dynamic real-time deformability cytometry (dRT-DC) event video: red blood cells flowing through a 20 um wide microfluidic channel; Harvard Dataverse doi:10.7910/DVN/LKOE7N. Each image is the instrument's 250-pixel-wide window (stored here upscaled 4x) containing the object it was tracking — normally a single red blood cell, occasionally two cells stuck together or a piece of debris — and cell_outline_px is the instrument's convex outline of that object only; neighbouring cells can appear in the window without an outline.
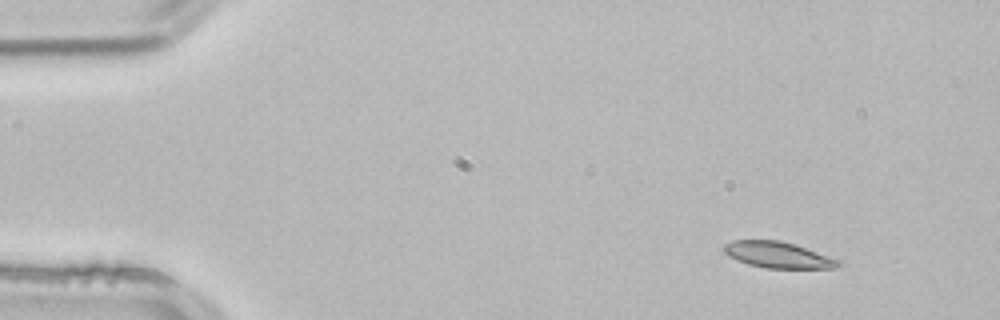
{"species": "common noctule bat (a hibernating species)", "species_latin": "Nyctalus noctula", "temperature_condition": "room temperature", "stored_images_in_passage": 4, "camera_frame_rate_fps": 3000, "um_per_image_px": 0.085, "animal": {"sex": "male", "body_mass_g": 21.5, "forearm_length_mm": 52.0}, "frame": {"image": 1, "passage_image": 1, "time_ms": 0.0, "image_size_px": [1000, 320], "cell_outline_px": [[840, 264], [836, 268], [764, 268], [748, 264], [736, 260], [728, 256], [720, 248], [724, 244], [732, 240], [780, 240], [840, 260]], "centroid_in_image_um": [66.03, 21.66], "position_along_channel_um": 19.0, "area_um2": 17.34}}